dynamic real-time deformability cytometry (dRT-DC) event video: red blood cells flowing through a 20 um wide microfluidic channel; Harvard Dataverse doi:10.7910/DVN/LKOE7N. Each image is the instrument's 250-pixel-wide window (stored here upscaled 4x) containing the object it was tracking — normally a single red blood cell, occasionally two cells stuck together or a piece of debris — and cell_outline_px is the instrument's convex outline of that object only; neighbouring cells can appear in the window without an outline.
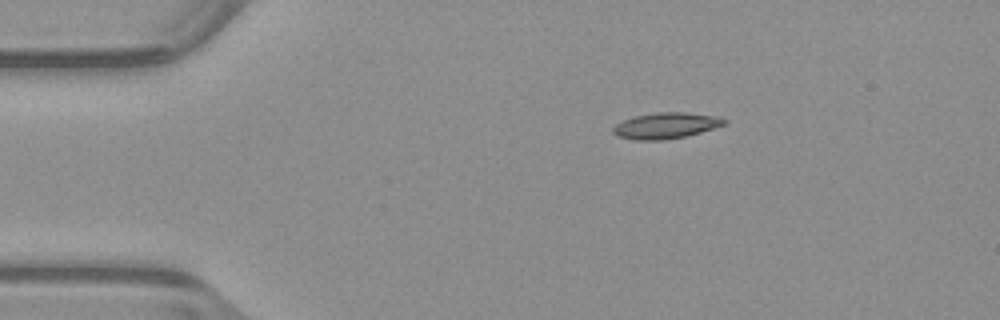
{"species": "common noctule bat (a hibernating species)", "species_latin": "Nyctalus noctula", "temperature_condition": "warm", "stored_images_in_passage": 44, "camera_frame_rate_fps": 3000, "um_per_image_px": 0.085, "animal": {"sex": "male", "body_mass_g": 23.1, "forearm_length_mm": 52.7}, "frame": {"image": 1, "passage_image": 1, "time_ms": 0.0, "image_size_px": [1000, 320], "cell_outline_px": [[728, 120], [724, 124], [700, 132], [684, 136], [664, 140], [636, 140], [616, 136], [612, 132], [612, 128], [616, 124], [624, 120], [636, 116], [656, 112], [684, 112], [720, 116]], "centroid_in_image_um": [56.59, 10.67], "position_along_channel_um": 28.4, "area_um2": 16.76}}
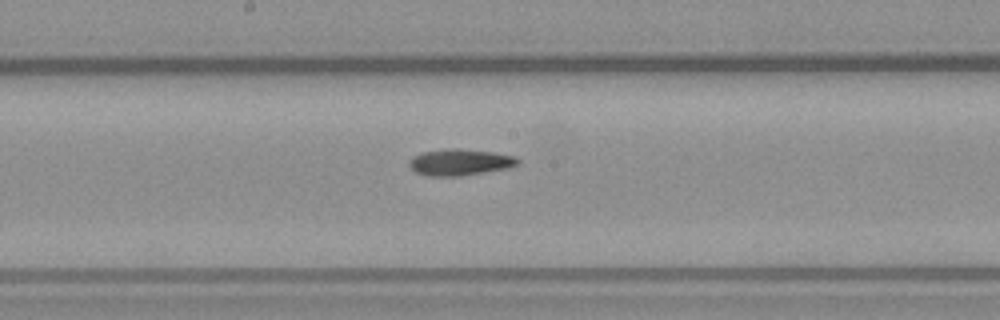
{"frame": {"image": 2, "passage_image": 19, "time_ms": 6.0, "image_size_px": [1000, 320], "cell_outline_px": [[520, 164], [508, 168], [460, 176], [428, 176], [416, 172], [408, 164], [408, 160], [412, 156], [424, 152], [448, 148], [460, 148], [492, 152], [516, 156], [520, 160]], "centroid_in_image_um": [39.11, 13.78], "position_along_channel_um": 209.1, "area_um2": 16.82}}
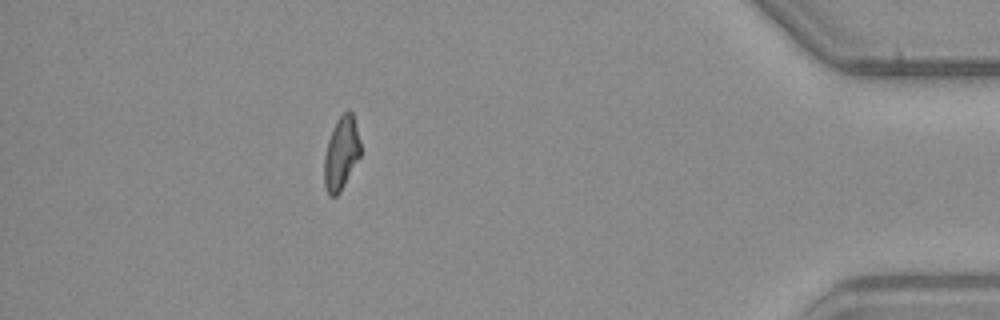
{"frame": {"image": 3, "passage_image": 38, "time_ms": 12.333, "image_size_px": [1000, 320], "cell_outline_px": [[360, 156], [340, 192], [336, 196], [328, 196], [324, 188], [324, 156], [328, 140], [332, 128], [336, 120], [348, 108], [352, 112], [360, 140]], "centroid_in_image_um": [28.99, 13.03], "position_along_channel_um": 406.2, "area_um2": 15.55}}